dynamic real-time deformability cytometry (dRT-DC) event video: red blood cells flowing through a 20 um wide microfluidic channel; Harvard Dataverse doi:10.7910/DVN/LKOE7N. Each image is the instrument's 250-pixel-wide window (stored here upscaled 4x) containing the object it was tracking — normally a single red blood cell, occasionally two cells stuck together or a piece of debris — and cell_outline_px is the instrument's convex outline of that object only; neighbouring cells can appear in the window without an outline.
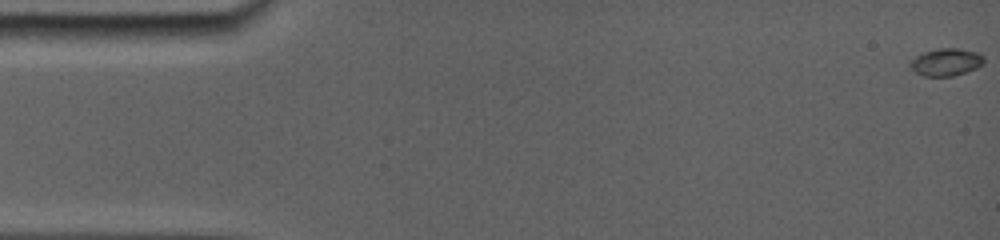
{"species": "common noctule bat (a hibernating species)", "species_latin": "Nyctalus noctula", "temperature_condition": "room temperature", "stored_images_in_passage": 14, "camera_frame_rate_fps": 5000, "um_per_image_px": 0.085, "animal": {"sex": "female", "body_mass_g": 19.0, "forearm_length_mm": 56.7}, "frame": {"image": 1, "passage_image": 1, "time_ms": 0.0, "image_size_px": [1000, 240], "cell_outline_px": [[984, 60], [976, 68], [952, 76], [924, 76], [916, 72], [908, 64], [916, 56], [924, 52], [940, 48], [960, 48], [976, 52], [984, 56]], "centroid_in_image_um": [80.4, 5.27], "position_along_channel_um": 4.6, "area_um2": 11.56}}
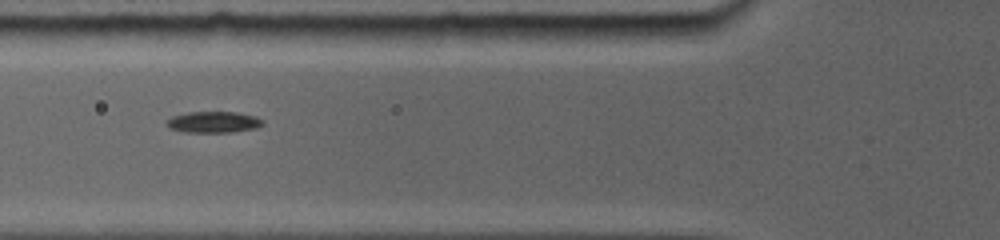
{"frame": {"image": 2, "passage_image": 10, "time_ms": 6.2, "image_size_px": [1000, 240], "cell_outline_px": [[264, 120], [260, 124], [252, 128], [228, 132], [188, 132], [172, 128], [168, 124], [168, 120], [172, 116], [188, 112], [236, 112], [256, 116]], "centroid_in_image_um": [18.15, 10.36], "position_along_channel_um": 107.6, "area_um2": 11.44}}
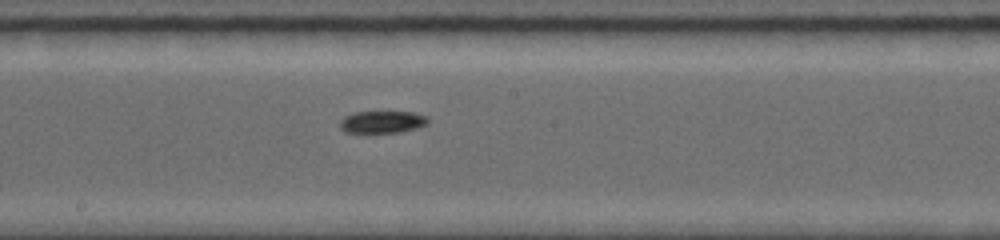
{"frame": {"image": 3, "passage_image": 14, "time_ms": 9.0, "image_size_px": [1000, 240], "cell_outline_px": [[428, 120], [424, 124], [416, 128], [396, 132], [344, 132], [340, 128], [340, 120], [344, 116], [356, 112], [412, 112], [424, 116]], "centroid_in_image_um": [32.41, 10.36], "position_along_channel_um": 215.8, "area_um2": 11.04}}